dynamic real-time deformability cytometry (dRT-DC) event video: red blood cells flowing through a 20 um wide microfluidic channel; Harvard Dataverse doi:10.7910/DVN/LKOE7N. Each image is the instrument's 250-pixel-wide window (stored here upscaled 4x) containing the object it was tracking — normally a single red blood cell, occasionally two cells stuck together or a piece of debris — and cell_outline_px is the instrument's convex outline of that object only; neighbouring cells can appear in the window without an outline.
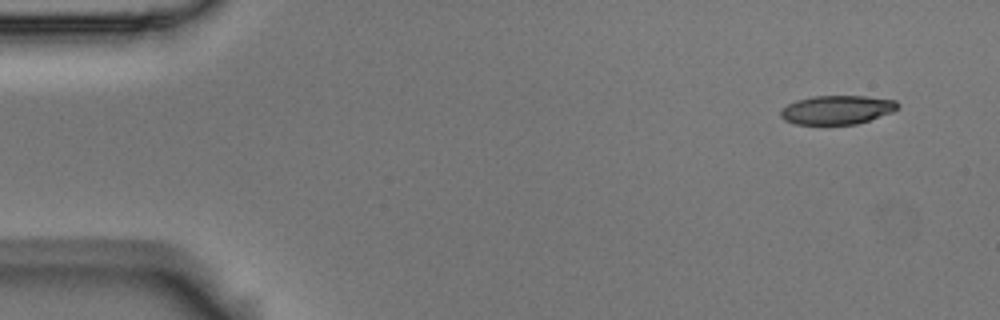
{"species": "Egyptian fruit bat (a non-hibernating species)", "species_latin": "Rousettus aegyptiacus", "temperature_condition": "room temperature", "stored_images_in_passage": 4, "camera_frame_rate_fps": 3000, "um_per_image_px": 0.085, "animal": {"sex": "male"}, "frame": {"image": 1, "passage_image": 1, "time_ms": 0.0, "image_size_px": [1000, 320], "cell_outline_px": [[900, 108], [892, 112], [856, 124], [796, 124], [784, 120], [780, 116], [780, 108], [796, 100], [812, 96], [864, 96], [896, 100], [900, 104]], "centroid_in_image_um": [71.14, 9.33], "position_along_channel_um": 13.9, "area_um2": 19.77}}
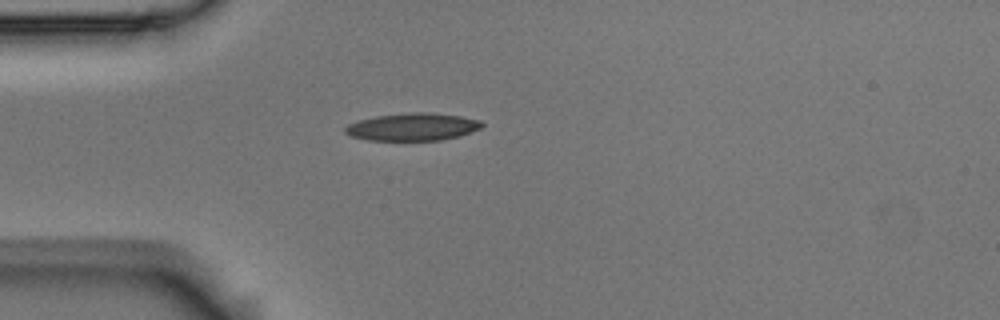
{"frame": {"image": 2, "passage_image": 4, "time_ms": 1.0, "image_size_px": [1000, 320], "cell_outline_px": [[484, 124], [480, 128], [460, 136], [440, 140], [368, 140], [352, 136], [344, 132], [344, 128], [348, 124], [360, 120], [376, 116], [408, 112], [432, 112], [460, 116], [480, 120]], "centroid_in_image_um": [35.08, 10.78], "position_along_channel_um": 49.9, "area_um2": 21.91}}